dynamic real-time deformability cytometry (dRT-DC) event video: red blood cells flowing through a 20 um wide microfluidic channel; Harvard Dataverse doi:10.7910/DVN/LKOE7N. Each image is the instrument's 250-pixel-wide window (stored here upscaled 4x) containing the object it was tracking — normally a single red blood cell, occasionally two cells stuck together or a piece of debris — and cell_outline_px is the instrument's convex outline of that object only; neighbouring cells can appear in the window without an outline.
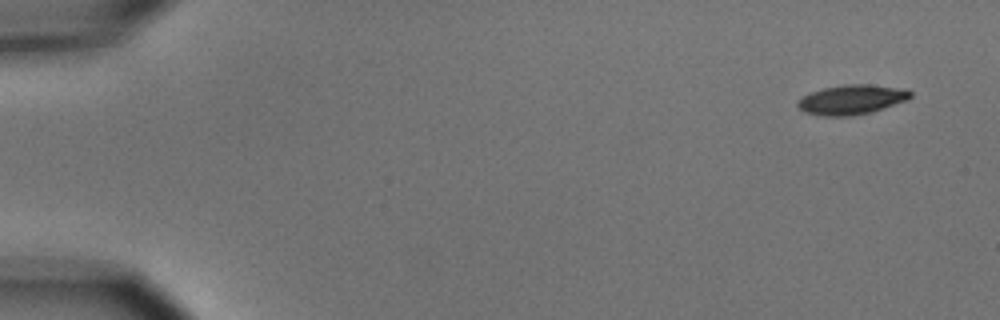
{"species": "common noctule bat (a hibernating species)", "species_latin": "Nyctalus noctula", "temperature_condition": "cold", "stored_images_in_passage": 5, "camera_frame_rate_fps": 3000, "um_per_image_px": 0.085, "animal": {"sex": "male", "body_mass_g": 15.6}, "frame": {"image": 1, "passage_image": 1, "time_ms": 0.0, "image_size_px": [1000, 320], "cell_outline_px": [[912, 96], [908, 100], [872, 112], [852, 116], [824, 116], [804, 112], [796, 104], [804, 96], [812, 92], [824, 88], [844, 84], [868, 84], [904, 88], [912, 92]], "centroid_in_image_um": [72.44, 8.47], "position_along_channel_um": 12.6, "area_um2": 19.48}}